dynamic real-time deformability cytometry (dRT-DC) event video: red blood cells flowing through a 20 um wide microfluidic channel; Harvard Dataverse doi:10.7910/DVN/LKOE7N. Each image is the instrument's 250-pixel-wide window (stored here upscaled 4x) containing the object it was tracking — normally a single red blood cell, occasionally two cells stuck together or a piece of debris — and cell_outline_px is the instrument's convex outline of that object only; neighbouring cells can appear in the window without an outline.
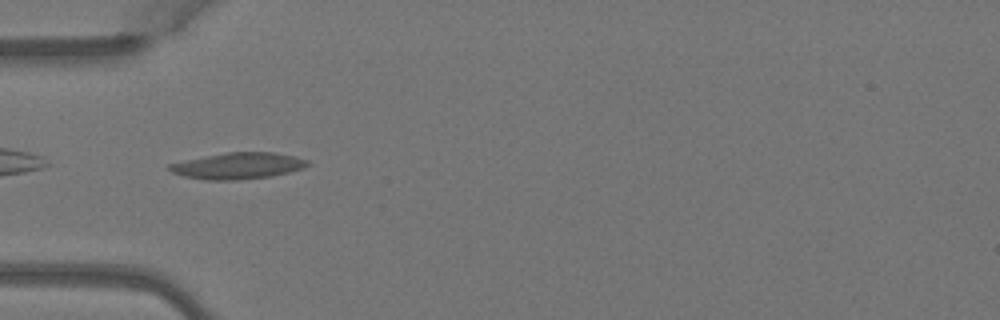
{"species": "Egyptian fruit bat (a non-hibernating species)", "species_latin": "Rousettus aegyptiacus", "temperature_condition": "warm", "stored_images_in_passage": 35, "camera_frame_rate_fps": 3000, "um_per_image_px": 0.085, "animal": {"sex": "female"}, "frame": {"image": 1, "passage_image": 1, "time_ms": 0.0, "image_size_px": [1000, 320], "cell_outline_px": [[308, 164], [304, 168], [272, 176], [236, 180], [204, 180], [184, 176], [172, 172], [168, 168], [168, 164], [228, 152], [272, 152], [296, 156], [308, 160]], "centroid_in_image_um": [20.26, 14.1], "position_along_channel_um": 64.7, "area_um2": 20.98}}
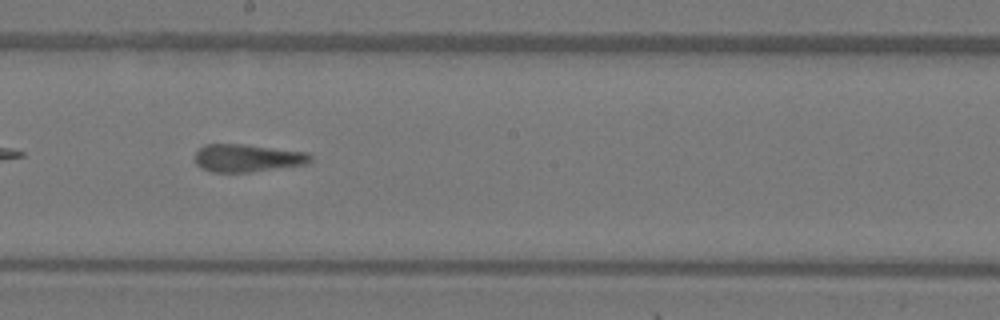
{"frame": {"image": 2, "passage_image": 13, "time_ms": 4.0, "image_size_px": [1000, 320], "cell_outline_px": [[312, 160], [308, 164], [252, 172], [212, 172], [200, 168], [196, 164], [196, 152], [204, 144], [244, 144], [308, 152], [312, 156]], "centroid_in_image_um": [21.05, 13.44], "position_along_channel_um": 227.1, "area_um2": 18.84}}
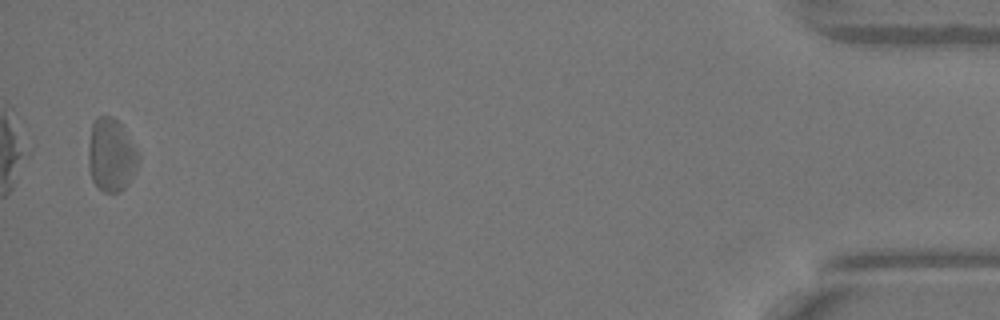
{"frame": {"image": 3, "passage_image": 34, "time_ms": 11.0, "image_size_px": [1000, 320], "cell_outline_px": [[136, 164], [128, 184], [120, 192], [104, 192], [92, 180], [88, 168], [88, 148], [92, 124], [96, 116], [112, 116], [120, 124], [132, 144], [136, 152]], "centroid_in_image_um": [9.38, 13.18], "position_along_channel_um": 425.8, "area_um2": 20.63}, "authors_computed_cell_mechanics": {"area_um2": 19.3052, "velocity_mm_per_s": 4.0839, "shape_relaxation_time_tau1_ms": null, "shape_relaxation_time_tau2_ms": 4.2103, "deformation_change_tau1": null, "deformation_change_tau2": 0.1651}}